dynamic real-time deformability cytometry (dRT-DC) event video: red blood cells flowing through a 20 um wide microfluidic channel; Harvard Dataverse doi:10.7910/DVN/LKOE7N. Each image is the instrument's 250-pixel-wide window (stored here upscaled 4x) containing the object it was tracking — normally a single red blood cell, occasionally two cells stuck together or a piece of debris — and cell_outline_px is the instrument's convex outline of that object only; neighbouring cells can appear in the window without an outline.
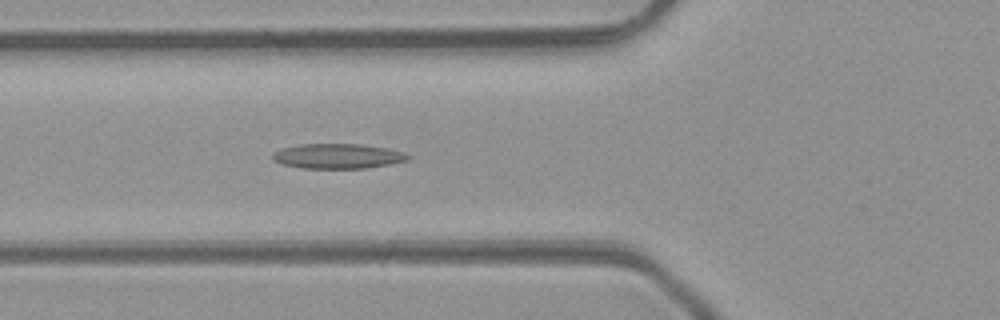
{"species": "common noctule bat (a hibernating species)", "species_latin": "Nyctalus noctula", "temperature_condition": "room temperature", "stored_images_in_passage": 44, "camera_frame_rate_fps": 3000, "um_per_image_px": 0.085, "animal": {"sex": "male", "body_mass_g": 23.1, "forearm_length_mm": 52.7}, "frame": {"image": 1, "passage_image": 14, "time_ms": 4.333, "image_size_px": [1000, 320], "cell_outline_px": [[412, 156], [408, 160], [368, 168], [300, 168], [280, 164], [272, 160], [272, 152], [280, 148], [300, 144], [360, 144], [388, 148], [404, 152]], "centroid_in_image_um": [28.67, 13.27], "position_along_channel_um": 97.1, "area_um2": 19.88}}
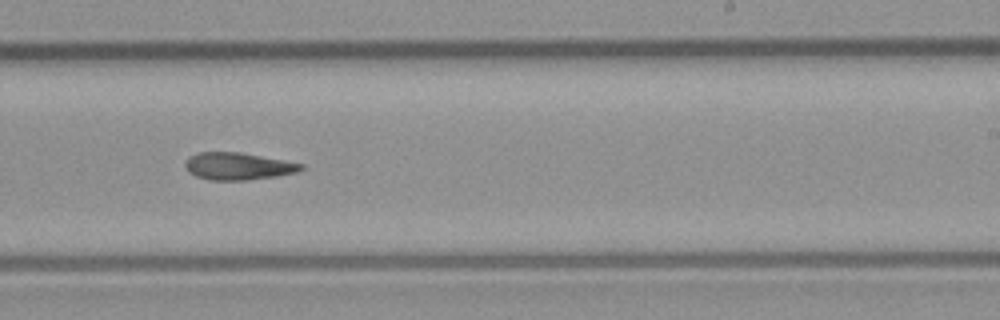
{"frame": {"image": 2, "passage_image": 26, "time_ms": 8.333, "image_size_px": [1000, 320], "cell_outline_px": [[304, 168], [296, 172], [276, 176], [244, 180], [208, 180], [196, 176], [188, 172], [184, 164], [188, 156], [196, 152], [240, 152], [284, 160], [304, 164]], "centroid_in_image_um": [20.19, 14.12], "position_along_channel_um": 268.8, "area_um2": 18.44}}
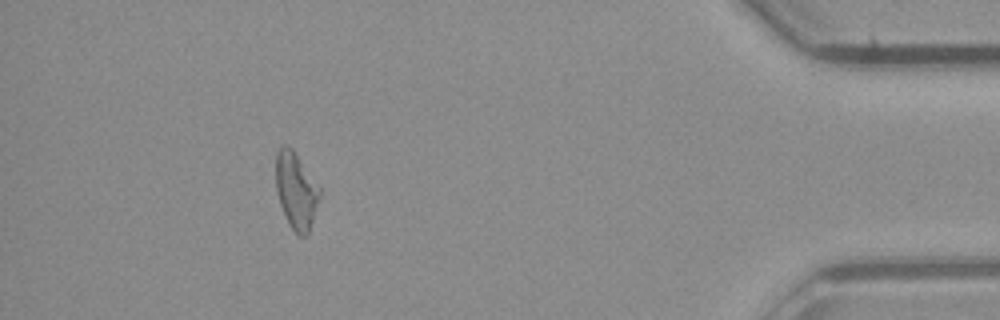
{"frame": {"image": 3, "passage_image": 40, "time_ms": 13.0, "image_size_px": [1000, 320], "cell_outline_px": [[320, 196], [308, 232], [304, 236], [300, 236], [292, 228], [280, 204], [276, 188], [276, 152], [280, 148], [292, 148], [320, 188]], "centroid_in_image_um": [25.16, 16.19], "position_along_channel_um": 410.0, "area_um2": 18.79}, "authors_computed_cell_mechanics": {"area_um2": 19.0451, "velocity_mm_per_s": 4.2739, "shape_relaxation_time_tau1_ms": null, "shape_relaxation_time_tau2_ms": 9.0095, "deformation_change_tau1": null, "deformation_change_tau2": 0.2229}}